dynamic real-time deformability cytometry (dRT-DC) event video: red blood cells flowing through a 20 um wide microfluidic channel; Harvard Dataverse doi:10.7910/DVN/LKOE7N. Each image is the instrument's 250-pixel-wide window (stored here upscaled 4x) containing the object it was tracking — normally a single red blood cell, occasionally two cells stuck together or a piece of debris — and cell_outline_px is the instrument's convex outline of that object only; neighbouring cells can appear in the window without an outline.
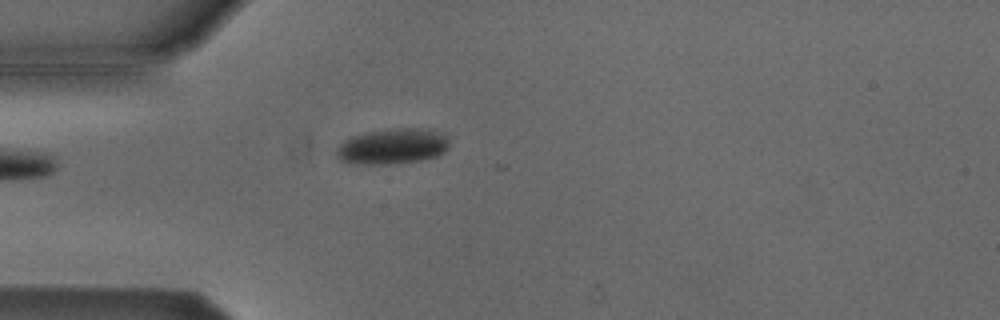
{"species": "Egyptian fruit bat (a non-hibernating species)", "species_latin": "Rousettus aegyptiacus", "temperature_condition": "cold", "stored_images_in_passage": 10, "camera_frame_rate_fps": 3000, "um_per_image_px": 0.085, "animal": {"sex": "male"}, "frame": {"image": 1, "passage_image": 1, "time_ms": 0.0, "image_size_px": [1000, 320], "cell_outline_px": [[448, 148], [444, 152], [436, 156], [420, 160], [392, 164], [356, 164], [340, 160], [336, 156], [336, 148], [344, 140], [352, 136], [368, 132], [388, 128], [416, 128], [436, 132], [448, 136]], "centroid_in_image_um": [33.33, 12.44], "position_along_channel_um": 51.7, "area_um2": 23.35}}
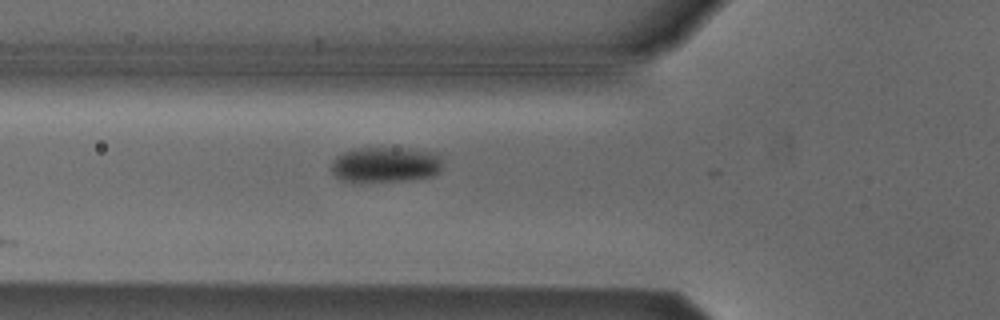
{"frame": {"image": 2, "passage_image": 5, "time_ms": 1.333, "image_size_px": [1000, 320], "cell_outline_px": [[440, 172], [432, 176], [408, 180], [352, 184], [340, 180], [332, 172], [332, 160], [336, 156], [352, 148], [412, 148], [428, 152], [440, 156]], "centroid_in_image_um": [32.68, 14.03], "position_along_channel_um": 93.1, "area_um2": 23.52}}